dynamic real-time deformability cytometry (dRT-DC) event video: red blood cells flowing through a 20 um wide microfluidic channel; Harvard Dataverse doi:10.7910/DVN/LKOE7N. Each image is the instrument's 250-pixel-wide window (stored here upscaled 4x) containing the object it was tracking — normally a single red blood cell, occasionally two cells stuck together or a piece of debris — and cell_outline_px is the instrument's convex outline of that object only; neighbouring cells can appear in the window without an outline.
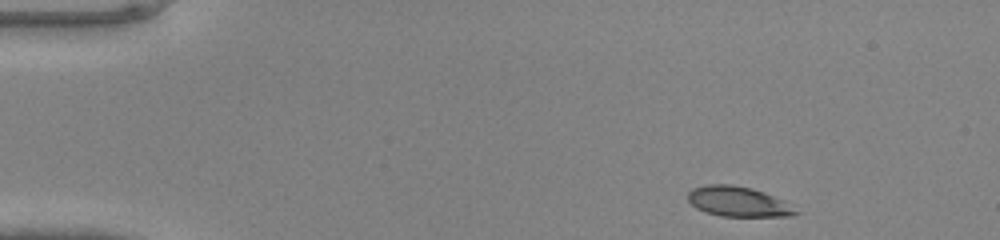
{"species": "common noctule bat (a hibernating species)", "species_latin": "Nyctalus noctula", "temperature_condition": "warm", "stored_images_in_passage": 42, "camera_frame_rate_fps": 3000, "um_per_image_px": 0.085, "animal": {"sex": "male", "body_mass_g": 20.0, "forearm_length_mm": 53.3}, "frame": {"image": 1, "passage_image": 1, "time_ms": 0.0, "image_size_px": [1000, 240], "cell_outline_px": [[800, 212], [792, 216], [720, 216], [704, 212], [696, 208], [688, 200], [688, 192], [692, 188], [708, 184], [732, 184], [752, 188], [764, 192], [780, 200]], "centroid_in_image_um": [62.68, 17.13], "position_along_channel_um": 22.3, "area_um2": 18.73}}
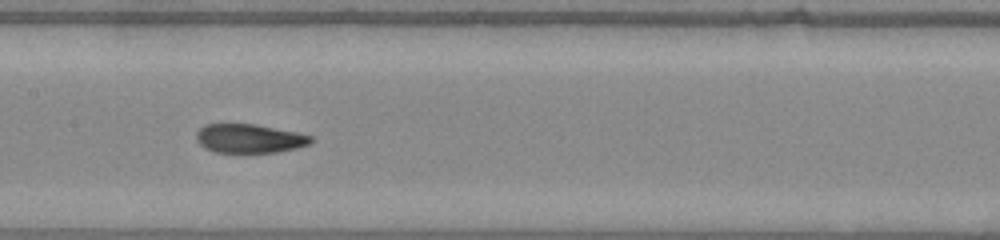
{"frame": {"image": 2, "passage_image": 19, "time_ms": 6.0, "image_size_px": [1000, 240], "cell_outline_px": [[312, 140], [308, 144], [296, 148], [276, 152], [216, 152], [204, 148], [196, 140], [196, 132], [204, 124], [256, 124], [296, 132], [312, 136]], "centroid_in_image_um": [21.16, 11.76], "position_along_channel_um": 186.2, "area_um2": 19.19}}
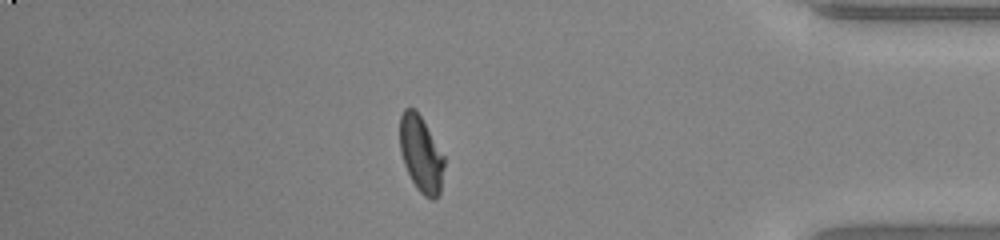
{"frame": {"image": 3, "passage_image": 36, "time_ms": 11.667, "image_size_px": [1000, 240], "cell_outline_px": [[444, 164], [440, 192], [436, 200], [432, 200], [424, 196], [416, 188], [404, 164], [400, 152], [400, 116], [404, 108], [416, 108], [444, 156]], "centroid_in_image_um": [35.78, 13.09], "position_along_channel_um": 399.4, "area_um2": 19.65}}